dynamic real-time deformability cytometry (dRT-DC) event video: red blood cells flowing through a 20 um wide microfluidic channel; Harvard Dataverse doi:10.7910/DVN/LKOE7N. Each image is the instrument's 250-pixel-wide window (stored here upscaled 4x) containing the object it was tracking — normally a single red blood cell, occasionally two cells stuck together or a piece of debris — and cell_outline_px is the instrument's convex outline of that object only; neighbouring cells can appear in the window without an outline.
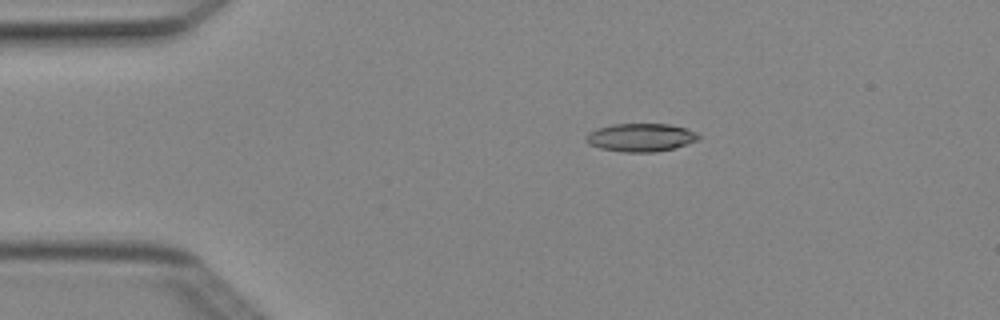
{"species": "Egyptian fruit bat (a non-hibernating species)", "species_latin": "Rousettus aegyptiacus", "temperature_condition": "cold", "stored_images_in_passage": 4, "camera_frame_rate_fps": 3000, "um_per_image_px": 0.085, "animal": {"sex": "female"}, "frame": {"image": 1, "passage_image": 3, "time_ms": 0.667, "image_size_px": [1000, 320], "cell_outline_px": [[700, 140], [676, 148], [656, 152], [624, 152], [600, 148], [588, 144], [584, 140], [584, 136], [588, 132], [596, 128], [612, 124], [668, 124], [684, 128], [696, 132], [700, 136]], "centroid_in_image_um": [54.44, 11.69], "position_along_channel_um": 30.6, "area_um2": 18.73}}